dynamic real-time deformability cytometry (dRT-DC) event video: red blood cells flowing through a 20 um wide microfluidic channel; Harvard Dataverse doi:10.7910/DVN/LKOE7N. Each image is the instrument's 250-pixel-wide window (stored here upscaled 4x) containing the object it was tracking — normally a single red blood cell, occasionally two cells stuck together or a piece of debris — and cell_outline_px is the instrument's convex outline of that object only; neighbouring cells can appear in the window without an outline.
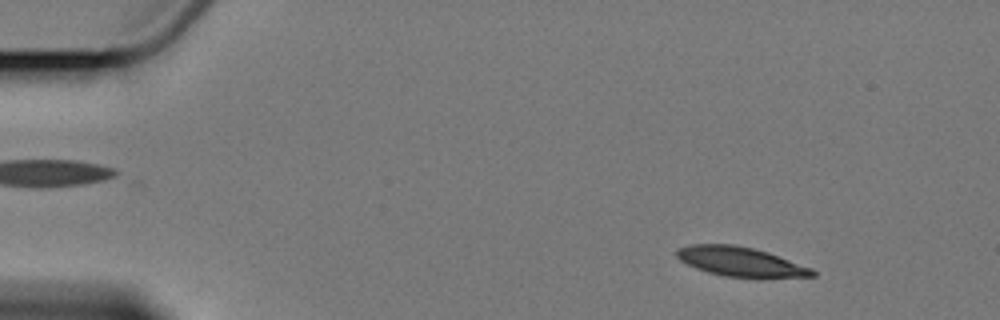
{"species": "Egyptian fruit bat (a non-hibernating species)", "species_latin": "Rousettus aegyptiacus", "temperature_condition": "cold", "stored_images_in_passage": 4, "camera_frame_rate_fps": 3000, "um_per_image_px": 0.085, "animal": {"sex": "female"}, "frame": {"image": 1, "passage_image": 2, "time_ms": 1.333, "image_size_px": [1000, 320], "cell_outline_px": [[816, 276], [724, 276], [708, 272], [696, 268], [680, 260], [676, 256], [676, 248], [692, 244], [736, 244], [768, 252], [812, 268], [816, 272]], "centroid_in_image_um": [62.88, 22.2], "position_along_channel_um": 22.1, "area_um2": 22.72}}
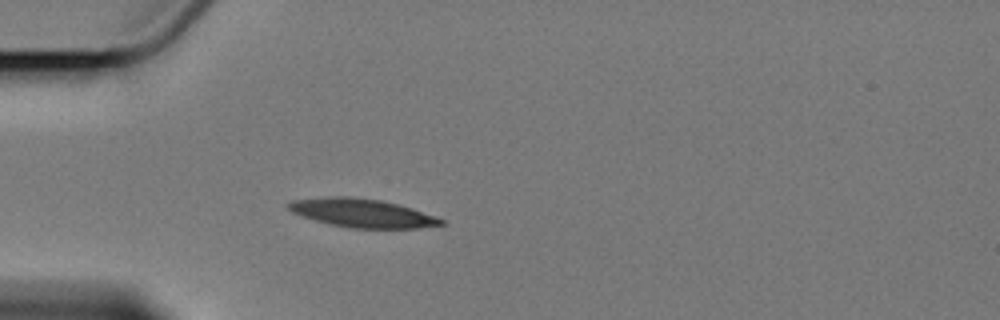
{"frame": {"image": 2, "passage_image": 4, "time_ms": 4.667, "image_size_px": [1000, 320], "cell_outline_px": [[444, 224], [420, 228], [348, 228], [300, 216], [292, 212], [288, 208], [288, 204], [292, 200], [328, 196], [348, 196], [380, 200], [412, 208], [436, 216], [444, 220]], "centroid_in_image_um": [30.78, 18.11], "position_along_channel_um": 54.2, "area_um2": 25.26}}